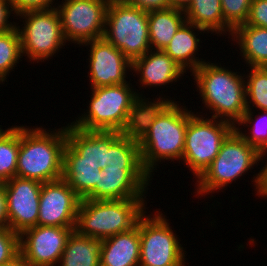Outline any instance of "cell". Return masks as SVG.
<instances>
[{
	"label": "cell",
	"instance_id": "cell-32",
	"mask_svg": "<svg viewBox=\"0 0 267 266\" xmlns=\"http://www.w3.org/2000/svg\"><path fill=\"white\" fill-rule=\"evenodd\" d=\"M15 15L30 10H46L56 7L58 0H9Z\"/></svg>",
	"mask_w": 267,
	"mask_h": 266
},
{
	"label": "cell",
	"instance_id": "cell-38",
	"mask_svg": "<svg viewBox=\"0 0 267 266\" xmlns=\"http://www.w3.org/2000/svg\"><path fill=\"white\" fill-rule=\"evenodd\" d=\"M193 0H169L170 7L185 11Z\"/></svg>",
	"mask_w": 267,
	"mask_h": 266
},
{
	"label": "cell",
	"instance_id": "cell-21",
	"mask_svg": "<svg viewBox=\"0 0 267 266\" xmlns=\"http://www.w3.org/2000/svg\"><path fill=\"white\" fill-rule=\"evenodd\" d=\"M140 219L136 227L103 239L100 266H139Z\"/></svg>",
	"mask_w": 267,
	"mask_h": 266
},
{
	"label": "cell",
	"instance_id": "cell-1",
	"mask_svg": "<svg viewBox=\"0 0 267 266\" xmlns=\"http://www.w3.org/2000/svg\"><path fill=\"white\" fill-rule=\"evenodd\" d=\"M185 102L146 101L140 106L134 132L143 168L152 179L163 163L181 166L188 120L195 113Z\"/></svg>",
	"mask_w": 267,
	"mask_h": 266
},
{
	"label": "cell",
	"instance_id": "cell-8",
	"mask_svg": "<svg viewBox=\"0 0 267 266\" xmlns=\"http://www.w3.org/2000/svg\"><path fill=\"white\" fill-rule=\"evenodd\" d=\"M18 21H17V20ZM23 59L26 62L42 64L59 57V52L69 44L64 39L59 12L56 7L46 10H30L16 15ZM23 24H22V23ZM20 23V24H19ZM59 54V55H57ZM49 60V61H48ZM37 62V63H36Z\"/></svg>",
	"mask_w": 267,
	"mask_h": 266
},
{
	"label": "cell",
	"instance_id": "cell-19",
	"mask_svg": "<svg viewBox=\"0 0 267 266\" xmlns=\"http://www.w3.org/2000/svg\"><path fill=\"white\" fill-rule=\"evenodd\" d=\"M205 34L207 37H211L204 29L186 21L163 51L180 65L186 73L191 75L202 63L207 61L202 56L203 53L199 54L201 51L199 49L203 48L201 45L206 40Z\"/></svg>",
	"mask_w": 267,
	"mask_h": 266
},
{
	"label": "cell",
	"instance_id": "cell-14",
	"mask_svg": "<svg viewBox=\"0 0 267 266\" xmlns=\"http://www.w3.org/2000/svg\"><path fill=\"white\" fill-rule=\"evenodd\" d=\"M81 46L89 48L86 63L89 88L114 86L133 81L132 62L104 37L83 43ZM130 72V73H129ZM129 79V80H128Z\"/></svg>",
	"mask_w": 267,
	"mask_h": 266
},
{
	"label": "cell",
	"instance_id": "cell-40",
	"mask_svg": "<svg viewBox=\"0 0 267 266\" xmlns=\"http://www.w3.org/2000/svg\"><path fill=\"white\" fill-rule=\"evenodd\" d=\"M15 124H13L12 126H9L3 129V126L0 125V139L3 138L10 130L11 128L14 126Z\"/></svg>",
	"mask_w": 267,
	"mask_h": 266
},
{
	"label": "cell",
	"instance_id": "cell-18",
	"mask_svg": "<svg viewBox=\"0 0 267 266\" xmlns=\"http://www.w3.org/2000/svg\"><path fill=\"white\" fill-rule=\"evenodd\" d=\"M3 185L9 228L20 235L24 230L37 226L42 183L15 176Z\"/></svg>",
	"mask_w": 267,
	"mask_h": 266
},
{
	"label": "cell",
	"instance_id": "cell-30",
	"mask_svg": "<svg viewBox=\"0 0 267 266\" xmlns=\"http://www.w3.org/2000/svg\"><path fill=\"white\" fill-rule=\"evenodd\" d=\"M224 22L234 30L245 24L250 13L252 0H220Z\"/></svg>",
	"mask_w": 267,
	"mask_h": 266
},
{
	"label": "cell",
	"instance_id": "cell-22",
	"mask_svg": "<svg viewBox=\"0 0 267 266\" xmlns=\"http://www.w3.org/2000/svg\"><path fill=\"white\" fill-rule=\"evenodd\" d=\"M184 12L188 23L211 33L213 38L214 35L225 40L231 37L233 30L224 22L220 0H193Z\"/></svg>",
	"mask_w": 267,
	"mask_h": 266
},
{
	"label": "cell",
	"instance_id": "cell-24",
	"mask_svg": "<svg viewBox=\"0 0 267 266\" xmlns=\"http://www.w3.org/2000/svg\"><path fill=\"white\" fill-rule=\"evenodd\" d=\"M185 22V12L172 7L148 12L151 50H164Z\"/></svg>",
	"mask_w": 267,
	"mask_h": 266
},
{
	"label": "cell",
	"instance_id": "cell-15",
	"mask_svg": "<svg viewBox=\"0 0 267 266\" xmlns=\"http://www.w3.org/2000/svg\"><path fill=\"white\" fill-rule=\"evenodd\" d=\"M143 167L106 166L99 172L95 188L84 198L89 200H122L147 198L153 180ZM150 186V187H149Z\"/></svg>",
	"mask_w": 267,
	"mask_h": 266
},
{
	"label": "cell",
	"instance_id": "cell-5",
	"mask_svg": "<svg viewBox=\"0 0 267 266\" xmlns=\"http://www.w3.org/2000/svg\"><path fill=\"white\" fill-rule=\"evenodd\" d=\"M91 91V92H90ZM90 100L82 113L68 123L88 131L133 132L143 101L132 81L114 86L90 88ZM74 119V121H73Z\"/></svg>",
	"mask_w": 267,
	"mask_h": 266
},
{
	"label": "cell",
	"instance_id": "cell-28",
	"mask_svg": "<svg viewBox=\"0 0 267 266\" xmlns=\"http://www.w3.org/2000/svg\"><path fill=\"white\" fill-rule=\"evenodd\" d=\"M244 68L247 110L267 111V67Z\"/></svg>",
	"mask_w": 267,
	"mask_h": 266
},
{
	"label": "cell",
	"instance_id": "cell-35",
	"mask_svg": "<svg viewBox=\"0 0 267 266\" xmlns=\"http://www.w3.org/2000/svg\"><path fill=\"white\" fill-rule=\"evenodd\" d=\"M126 4L145 12L169 8V0H123Z\"/></svg>",
	"mask_w": 267,
	"mask_h": 266
},
{
	"label": "cell",
	"instance_id": "cell-29",
	"mask_svg": "<svg viewBox=\"0 0 267 266\" xmlns=\"http://www.w3.org/2000/svg\"><path fill=\"white\" fill-rule=\"evenodd\" d=\"M19 148L20 126L14 125L0 139V183H4L16 176Z\"/></svg>",
	"mask_w": 267,
	"mask_h": 266
},
{
	"label": "cell",
	"instance_id": "cell-31",
	"mask_svg": "<svg viewBox=\"0 0 267 266\" xmlns=\"http://www.w3.org/2000/svg\"><path fill=\"white\" fill-rule=\"evenodd\" d=\"M19 254V234L9 227L0 228V265L9 263Z\"/></svg>",
	"mask_w": 267,
	"mask_h": 266
},
{
	"label": "cell",
	"instance_id": "cell-37",
	"mask_svg": "<svg viewBox=\"0 0 267 266\" xmlns=\"http://www.w3.org/2000/svg\"><path fill=\"white\" fill-rule=\"evenodd\" d=\"M8 224V213H7V197L4 190L3 183H0V228H7Z\"/></svg>",
	"mask_w": 267,
	"mask_h": 266
},
{
	"label": "cell",
	"instance_id": "cell-11",
	"mask_svg": "<svg viewBox=\"0 0 267 266\" xmlns=\"http://www.w3.org/2000/svg\"><path fill=\"white\" fill-rule=\"evenodd\" d=\"M235 129L230 122L194 113L188 120L181 164L194 182L218 155L223 141Z\"/></svg>",
	"mask_w": 267,
	"mask_h": 266
},
{
	"label": "cell",
	"instance_id": "cell-26",
	"mask_svg": "<svg viewBox=\"0 0 267 266\" xmlns=\"http://www.w3.org/2000/svg\"><path fill=\"white\" fill-rule=\"evenodd\" d=\"M106 165L111 167H143L135 132L123 133L110 147Z\"/></svg>",
	"mask_w": 267,
	"mask_h": 266
},
{
	"label": "cell",
	"instance_id": "cell-36",
	"mask_svg": "<svg viewBox=\"0 0 267 266\" xmlns=\"http://www.w3.org/2000/svg\"><path fill=\"white\" fill-rule=\"evenodd\" d=\"M261 164H262L261 165V182H260L259 190L257 193V197H260L261 200H263V198L264 200H266L267 199V150L262 153Z\"/></svg>",
	"mask_w": 267,
	"mask_h": 266
},
{
	"label": "cell",
	"instance_id": "cell-12",
	"mask_svg": "<svg viewBox=\"0 0 267 266\" xmlns=\"http://www.w3.org/2000/svg\"><path fill=\"white\" fill-rule=\"evenodd\" d=\"M187 73L181 68L180 65H178L168 54H166L163 50H150L142 57H139L135 59L132 62V75L133 80L135 83L134 86H137L136 92L139 98L143 101H176V99L184 100L180 96L179 98H171V95L169 96L167 93V89H170L169 87L176 85L180 80L183 82L185 81L188 75ZM137 76V77H136ZM136 78L137 81H135ZM186 77V78H185ZM173 84V85H172ZM140 85V86H139ZM170 85V86H168ZM166 90H162L165 89ZM148 88V89H147ZM152 88V89H151ZM159 88V89H158ZM161 92L157 90H160ZM143 89V90H142ZM152 90L153 93L156 89L157 95L152 94L151 99L149 94L146 96L145 91ZM154 89V90H153ZM141 90V91H140ZM140 91V92H139ZM143 92V93H142ZM166 92V94L164 93ZM164 95V96H163ZM149 96V97H148ZM148 97V98H147ZM155 98V99H154Z\"/></svg>",
	"mask_w": 267,
	"mask_h": 266
},
{
	"label": "cell",
	"instance_id": "cell-7",
	"mask_svg": "<svg viewBox=\"0 0 267 266\" xmlns=\"http://www.w3.org/2000/svg\"><path fill=\"white\" fill-rule=\"evenodd\" d=\"M147 199H81L75 230L81 235L96 239H106L132 230L149 210Z\"/></svg>",
	"mask_w": 267,
	"mask_h": 266
},
{
	"label": "cell",
	"instance_id": "cell-6",
	"mask_svg": "<svg viewBox=\"0 0 267 266\" xmlns=\"http://www.w3.org/2000/svg\"><path fill=\"white\" fill-rule=\"evenodd\" d=\"M20 125V148L16 176L41 183L62 178L63 150L67 143L66 125L46 128ZM44 127V128H43Z\"/></svg>",
	"mask_w": 267,
	"mask_h": 266
},
{
	"label": "cell",
	"instance_id": "cell-4",
	"mask_svg": "<svg viewBox=\"0 0 267 266\" xmlns=\"http://www.w3.org/2000/svg\"><path fill=\"white\" fill-rule=\"evenodd\" d=\"M260 162H262V154L254 146L249 145L234 129L223 141L212 163L193 182L195 192L192 191L191 194L198 198V201L202 197L213 199L215 196L212 194L224 193L227 187H236L233 186L236 181L245 180V175L254 173L249 185L252 184L254 195L257 196L261 182V167L258 171L253 169L262 165Z\"/></svg>",
	"mask_w": 267,
	"mask_h": 266
},
{
	"label": "cell",
	"instance_id": "cell-27",
	"mask_svg": "<svg viewBox=\"0 0 267 266\" xmlns=\"http://www.w3.org/2000/svg\"><path fill=\"white\" fill-rule=\"evenodd\" d=\"M20 35L16 26L0 33V85L8 83L11 72H15L23 59Z\"/></svg>",
	"mask_w": 267,
	"mask_h": 266
},
{
	"label": "cell",
	"instance_id": "cell-25",
	"mask_svg": "<svg viewBox=\"0 0 267 266\" xmlns=\"http://www.w3.org/2000/svg\"><path fill=\"white\" fill-rule=\"evenodd\" d=\"M235 130L261 154L267 150V111L247 110Z\"/></svg>",
	"mask_w": 267,
	"mask_h": 266
},
{
	"label": "cell",
	"instance_id": "cell-2",
	"mask_svg": "<svg viewBox=\"0 0 267 266\" xmlns=\"http://www.w3.org/2000/svg\"><path fill=\"white\" fill-rule=\"evenodd\" d=\"M213 60L215 62L207 58V61L190 75L193 77L194 89L198 93L196 95H199L198 102L203 104L197 106L202 112L196 111L195 104L193 109L195 113L224 120L235 126L247 111L245 78L242 73L244 66L242 69H233L234 64L228 67L223 61L219 63L218 60L216 63L217 59ZM240 69L241 71H237Z\"/></svg>",
	"mask_w": 267,
	"mask_h": 266
},
{
	"label": "cell",
	"instance_id": "cell-33",
	"mask_svg": "<svg viewBox=\"0 0 267 266\" xmlns=\"http://www.w3.org/2000/svg\"><path fill=\"white\" fill-rule=\"evenodd\" d=\"M245 25L267 28V0H252Z\"/></svg>",
	"mask_w": 267,
	"mask_h": 266
},
{
	"label": "cell",
	"instance_id": "cell-16",
	"mask_svg": "<svg viewBox=\"0 0 267 266\" xmlns=\"http://www.w3.org/2000/svg\"><path fill=\"white\" fill-rule=\"evenodd\" d=\"M75 227L35 226L19 235L20 255L31 266H58Z\"/></svg>",
	"mask_w": 267,
	"mask_h": 266
},
{
	"label": "cell",
	"instance_id": "cell-9",
	"mask_svg": "<svg viewBox=\"0 0 267 266\" xmlns=\"http://www.w3.org/2000/svg\"><path fill=\"white\" fill-rule=\"evenodd\" d=\"M160 210L156 208L140 218L139 266H190L185 244L170 226L169 216Z\"/></svg>",
	"mask_w": 267,
	"mask_h": 266
},
{
	"label": "cell",
	"instance_id": "cell-23",
	"mask_svg": "<svg viewBox=\"0 0 267 266\" xmlns=\"http://www.w3.org/2000/svg\"><path fill=\"white\" fill-rule=\"evenodd\" d=\"M103 239L91 238L73 230L58 266H100Z\"/></svg>",
	"mask_w": 267,
	"mask_h": 266
},
{
	"label": "cell",
	"instance_id": "cell-20",
	"mask_svg": "<svg viewBox=\"0 0 267 266\" xmlns=\"http://www.w3.org/2000/svg\"><path fill=\"white\" fill-rule=\"evenodd\" d=\"M227 42L233 47L237 45L233 55L237 51V60L244 63L239 66L267 67V28L242 24L233 30Z\"/></svg>",
	"mask_w": 267,
	"mask_h": 266
},
{
	"label": "cell",
	"instance_id": "cell-17",
	"mask_svg": "<svg viewBox=\"0 0 267 266\" xmlns=\"http://www.w3.org/2000/svg\"><path fill=\"white\" fill-rule=\"evenodd\" d=\"M80 202L64 179L42 183L37 225L75 227Z\"/></svg>",
	"mask_w": 267,
	"mask_h": 266
},
{
	"label": "cell",
	"instance_id": "cell-34",
	"mask_svg": "<svg viewBox=\"0 0 267 266\" xmlns=\"http://www.w3.org/2000/svg\"><path fill=\"white\" fill-rule=\"evenodd\" d=\"M15 17L16 15L12 9L10 1L0 0V33L9 31L15 27L16 25V22L14 21Z\"/></svg>",
	"mask_w": 267,
	"mask_h": 266
},
{
	"label": "cell",
	"instance_id": "cell-3",
	"mask_svg": "<svg viewBox=\"0 0 267 266\" xmlns=\"http://www.w3.org/2000/svg\"><path fill=\"white\" fill-rule=\"evenodd\" d=\"M122 134L116 131H88L66 124L62 179L81 199L95 188L99 172L107 166L109 147Z\"/></svg>",
	"mask_w": 267,
	"mask_h": 266
},
{
	"label": "cell",
	"instance_id": "cell-10",
	"mask_svg": "<svg viewBox=\"0 0 267 266\" xmlns=\"http://www.w3.org/2000/svg\"><path fill=\"white\" fill-rule=\"evenodd\" d=\"M103 37L131 62L142 57L151 50L148 12L123 0H110Z\"/></svg>",
	"mask_w": 267,
	"mask_h": 266
},
{
	"label": "cell",
	"instance_id": "cell-39",
	"mask_svg": "<svg viewBox=\"0 0 267 266\" xmlns=\"http://www.w3.org/2000/svg\"><path fill=\"white\" fill-rule=\"evenodd\" d=\"M0 266H31L20 254L9 263Z\"/></svg>",
	"mask_w": 267,
	"mask_h": 266
},
{
	"label": "cell",
	"instance_id": "cell-13",
	"mask_svg": "<svg viewBox=\"0 0 267 266\" xmlns=\"http://www.w3.org/2000/svg\"><path fill=\"white\" fill-rule=\"evenodd\" d=\"M58 3L56 8L67 43L75 44V48L79 45L78 48L104 36L110 0H62Z\"/></svg>",
	"mask_w": 267,
	"mask_h": 266
}]
</instances>
